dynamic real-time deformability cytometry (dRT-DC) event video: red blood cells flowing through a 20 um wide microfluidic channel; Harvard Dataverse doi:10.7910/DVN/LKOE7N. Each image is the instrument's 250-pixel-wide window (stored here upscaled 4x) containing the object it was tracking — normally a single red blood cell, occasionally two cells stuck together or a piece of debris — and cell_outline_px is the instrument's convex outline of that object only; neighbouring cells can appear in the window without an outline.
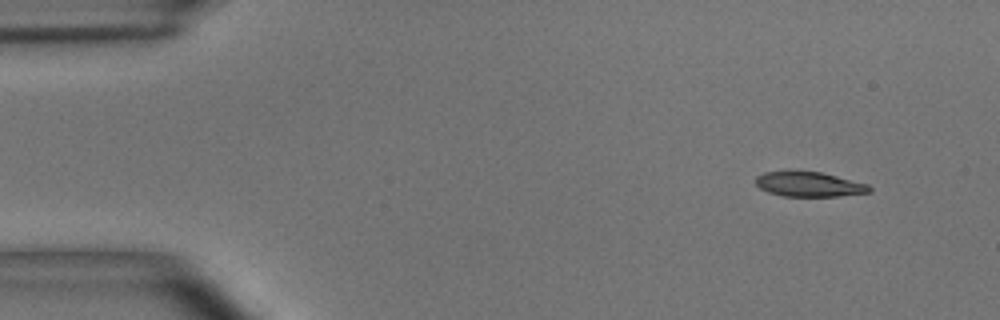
{"species": "common noctule bat (a hibernating species)", "species_latin": "Nyctalus noctula", "temperature_condition": "room temperature", "stored_images_in_passage": 2, "camera_frame_rate_fps": 3000, "um_per_image_px": 0.085, "animal": {"sex": "male", "body_mass_g": 15.6}, "frame": {"image": 1, "passage_image": 2, "time_ms": 0.333, "image_size_px": [1000, 320], "cell_outline_px": [[872, 192], [840, 196], [784, 196], [768, 192], [760, 188], [756, 184], [756, 176], [764, 172], [792, 168], [820, 172], [868, 184], [872, 188]], "centroid_in_image_um": [68.73, 15.62], "position_along_channel_um": 16.3, "area_um2": 16.99}}